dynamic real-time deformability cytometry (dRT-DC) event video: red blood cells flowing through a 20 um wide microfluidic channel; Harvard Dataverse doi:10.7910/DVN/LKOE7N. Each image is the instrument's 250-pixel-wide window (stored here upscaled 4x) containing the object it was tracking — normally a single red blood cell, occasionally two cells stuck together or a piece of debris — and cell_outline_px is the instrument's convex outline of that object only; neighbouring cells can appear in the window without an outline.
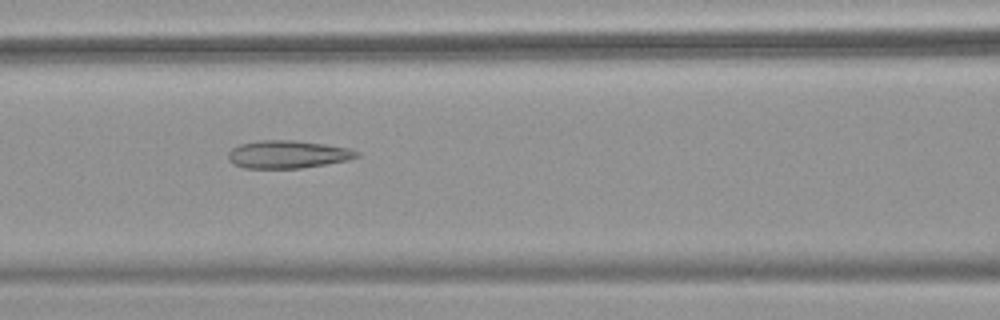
{"species": "common noctule bat (a hibernating species)", "species_latin": "Nyctalus noctula", "temperature_condition": "warm", "stored_images_in_passage": 46, "camera_frame_rate_fps": 3000, "um_per_image_px": 0.085, "animal": {"sex": "female", "body_mass_g": 18.4}, "frame": {"image": 1, "passage_image": 16, "time_ms": 5.0, "image_size_px": [1000, 320], "cell_outline_px": [[360, 156], [348, 160], [300, 168], [244, 168], [232, 164], [228, 160], [228, 152], [232, 148], [240, 144], [260, 140], [296, 140], [324, 144], [348, 148], [360, 152]], "centroid_in_image_um": [24.43, 13.12], "position_along_channel_um": 142.2, "area_um2": 20.87}}
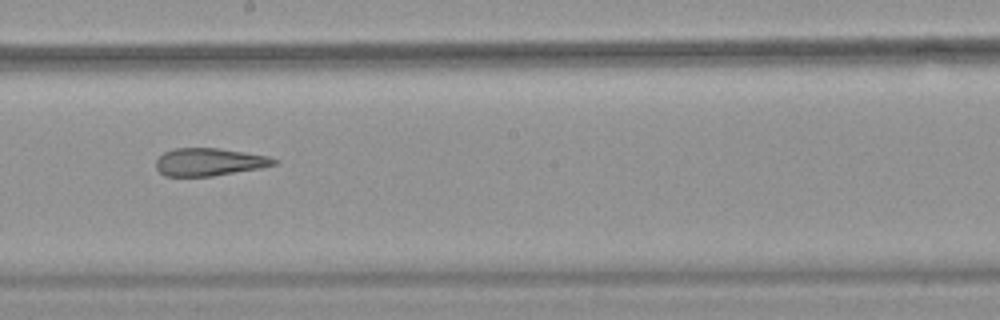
{"frame": {"image": 2, "passage_image": 23, "time_ms": 7.333, "image_size_px": [1000, 320], "cell_outline_px": [[280, 160], [276, 164], [260, 168], [212, 176], [164, 176], [156, 168], [156, 160], [164, 152], [172, 148], [216, 148], [268, 156]], "centroid_in_image_um": [17.77, 13.77], "position_along_channel_um": 230.4, "area_um2": 18.96}}
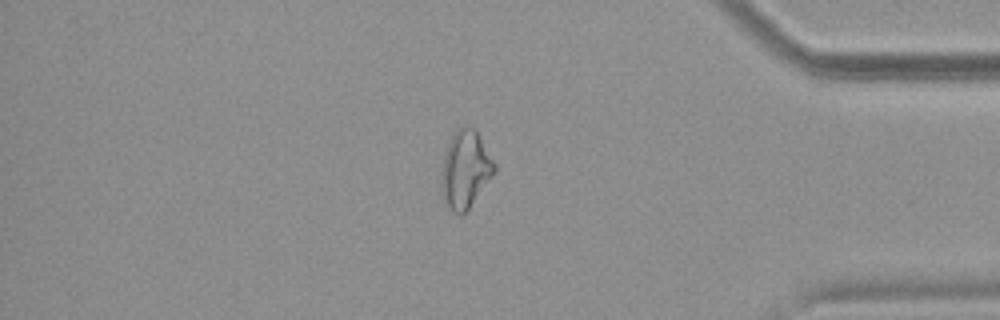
{"frame": {"image": 3, "passage_image": 38, "time_ms": 12.333, "image_size_px": [1000, 320], "cell_outline_px": [[496, 172], [468, 208], [460, 216], [452, 212], [444, 204], [440, 188], [444, 156], [452, 132], [460, 128], [472, 128], [476, 132], [496, 164]], "centroid_in_image_um": [39.53, 14.45], "position_along_channel_um": 395.7, "area_um2": 23.7}, "authors_computed_cell_mechanics": {"area_um2": 22.9177, "velocity_mm_per_s": 3.8037, "shape_relaxation_time_tau1_ms": null, "shape_relaxation_time_tau2_ms": 2.2378, "deformation_change_tau1": null, "deformation_change_tau2": 0.1196}}